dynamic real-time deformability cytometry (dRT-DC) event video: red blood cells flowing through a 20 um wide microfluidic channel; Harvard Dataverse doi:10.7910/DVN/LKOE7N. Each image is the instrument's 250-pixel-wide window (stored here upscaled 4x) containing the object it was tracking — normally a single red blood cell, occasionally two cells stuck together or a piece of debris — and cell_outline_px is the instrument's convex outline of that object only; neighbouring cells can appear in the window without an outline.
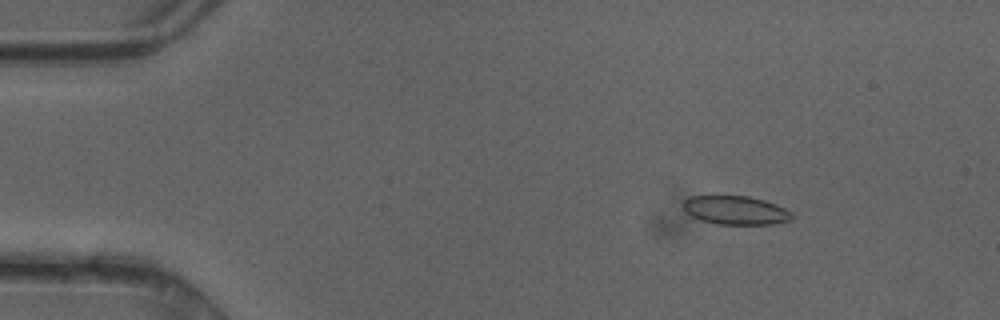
{"species": "common noctule bat (a hibernating species)", "species_latin": "Nyctalus noctula", "temperature_condition": "cold", "stored_images_in_passage": 49, "camera_frame_rate_fps": 3000, "um_per_image_px": 0.085, "animal": {"sex": "female"}, "frame": {"image": 1, "passage_image": 7, "time_ms": 2.0, "image_size_px": [1000, 320], "cell_outline_px": [[792, 220], [772, 224], [716, 224], [700, 220], [684, 212], [684, 200], [688, 196], [748, 196], [764, 200], [776, 204], [792, 212]], "centroid_in_image_um": [62.51, 17.87], "position_along_channel_um": 22.5, "area_um2": 18.21}}
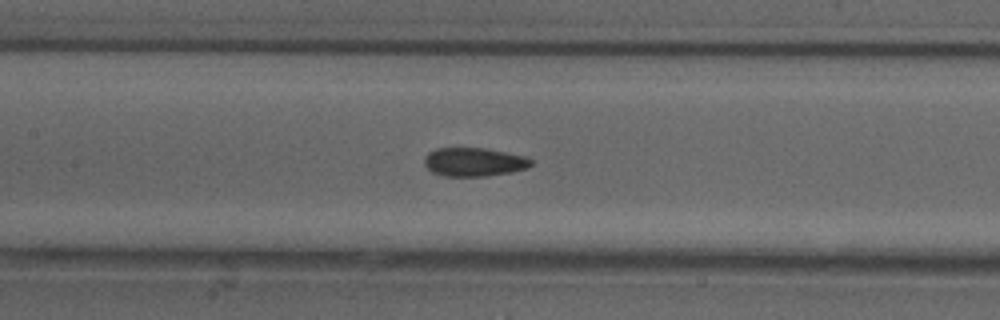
{"frame": {"image": 2, "passage_image": 23, "time_ms": 7.333, "image_size_px": [1000, 320], "cell_outline_px": [[532, 164], [528, 168], [512, 172], [484, 176], [444, 176], [432, 172], [424, 164], [424, 156], [428, 152], [436, 148], [484, 148], [524, 156], [532, 160]], "centroid_in_image_um": [40.27, 13.77], "position_along_channel_um": 167.1, "area_um2": 17.8}}
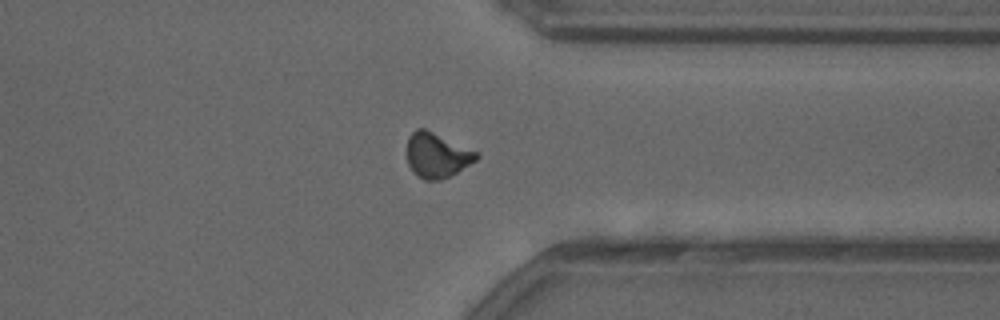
{"frame": {"image": 3, "passage_image": 38, "time_ms": 12.333, "image_size_px": [1000, 320], "cell_outline_px": [[480, 156], [476, 160], [456, 172], [440, 180], [424, 180], [412, 172], [408, 164], [408, 136], [416, 128], [424, 128], [480, 152]], "centroid_in_image_um": [37.15, 13.18], "position_along_channel_um": 374.3, "area_um2": 18.15}, "authors_computed_cell_mechanics": {"area_um2": 18.207, "velocity_mm_per_s": 4.2108, "shape_relaxation_time_tau1_ms": null, "shape_relaxation_time_tau2_ms": 1.5785, "deformation_change_tau1": null, "deformation_change_tau2": 0.0552}}